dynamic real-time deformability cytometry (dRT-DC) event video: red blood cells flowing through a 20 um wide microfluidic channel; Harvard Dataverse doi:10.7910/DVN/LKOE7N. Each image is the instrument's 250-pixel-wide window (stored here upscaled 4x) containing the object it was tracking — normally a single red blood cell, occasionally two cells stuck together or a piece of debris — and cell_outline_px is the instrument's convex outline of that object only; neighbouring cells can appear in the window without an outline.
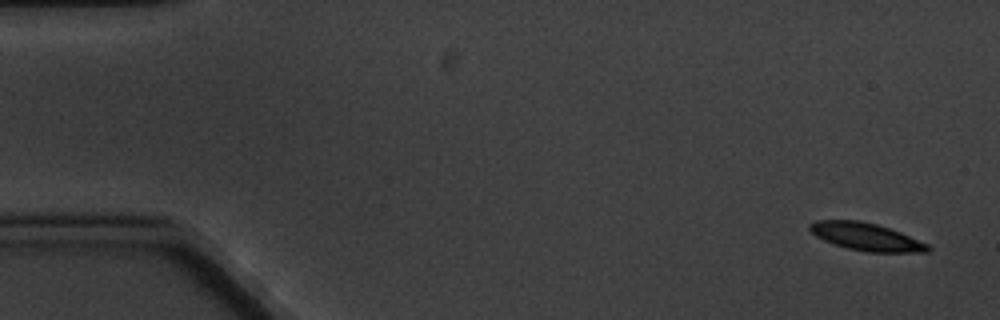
{"species": "common noctule bat (a hibernating species)", "species_latin": "Nyctalus noctula", "temperature_condition": "cold", "stored_images_in_passage": 8, "camera_frame_rate_fps": 3000, "um_per_image_px": 0.085, "animal": {"sex": "male", "body_mass_g": 20.1, "forearm_length_mm": 53.5}, "frame": {"image": 1, "passage_image": 1, "time_ms": 0.0, "image_size_px": [1000, 320], "cell_outline_px": [[932, 248], [928, 252], [868, 252], [848, 248], [824, 240], [816, 236], [808, 228], [808, 224], [816, 220], [860, 220], [876, 224], [900, 232], [928, 244]], "centroid_in_image_um": [73.62, 20.12], "position_along_channel_um": 11.4, "area_um2": 18.84}}
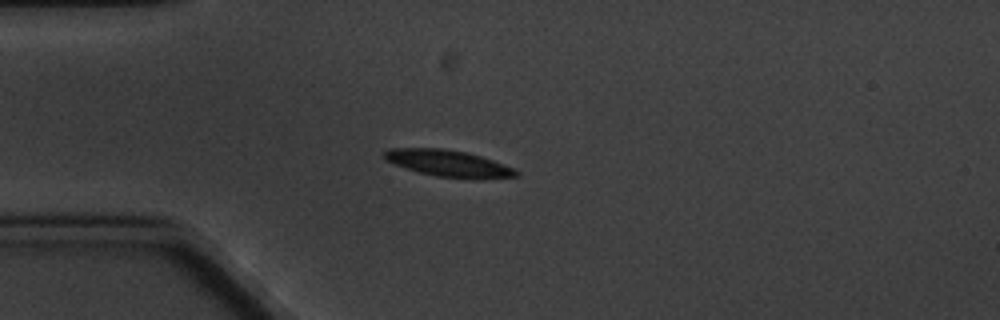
{"frame": {"image": 2, "passage_image": 4, "time_ms": 4.333, "image_size_px": [1000, 320], "cell_outline_px": [[520, 176], [484, 180], [476, 180], [436, 176], [420, 172], [384, 160], [384, 152], [388, 148], [440, 148], [464, 152], [480, 156], [516, 168], [520, 172]], "centroid_in_image_um": [38.21, 13.91], "position_along_channel_um": 46.8, "area_um2": 20.63}}
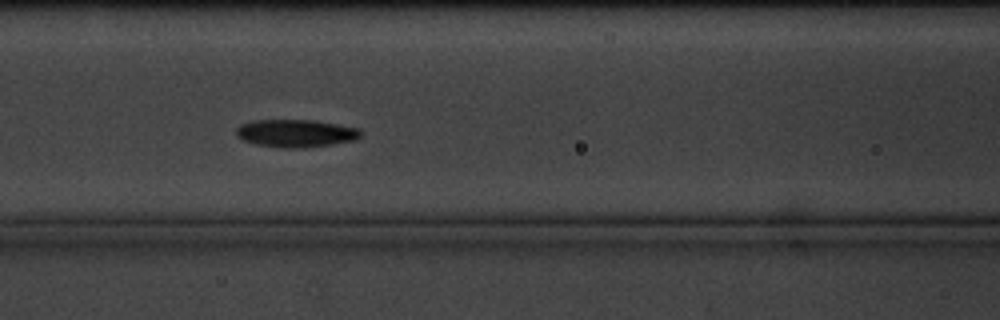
{"frame": {"image": 3, "passage_image": 7, "time_ms": 7.667, "image_size_px": [1000, 320], "cell_outline_px": [[360, 136], [356, 140], [332, 144], [300, 148], [284, 148], [256, 144], [240, 140], [236, 136], [236, 128], [240, 124], [252, 120], [316, 120], [360, 128]], "centroid_in_image_um": [25.11, 11.32], "position_along_channel_um": 141.5, "area_um2": 20.29}}